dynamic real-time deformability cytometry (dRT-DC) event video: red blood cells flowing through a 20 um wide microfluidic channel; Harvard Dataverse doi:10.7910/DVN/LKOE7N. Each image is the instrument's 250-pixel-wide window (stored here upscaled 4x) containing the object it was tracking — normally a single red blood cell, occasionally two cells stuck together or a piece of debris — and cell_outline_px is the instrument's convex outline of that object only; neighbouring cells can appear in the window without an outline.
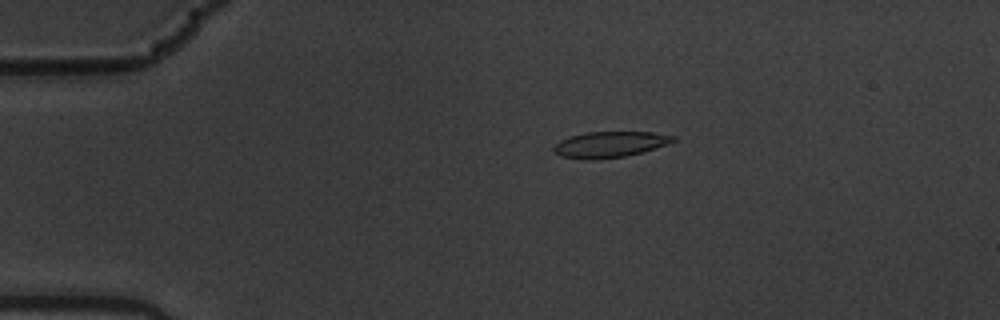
{"species": "common noctule bat (a hibernating species)", "species_latin": "Nyctalus noctula", "temperature_condition": "warm", "stored_images_in_passage": 6, "camera_frame_rate_fps": 3000, "um_per_image_px": 0.085, "animal": {"sex": "male", "body_mass_g": 19.5, "forearm_length_mm": 54.6}, "frame": {"image": 1, "passage_image": 1, "time_ms": 0.0, "image_size_px": [1000, 320], "cell_outline_px": [[676, 140], [644, 152], [624, 156], [588, 160], [580, 160], [560, 156], [552, 152], [552, 148], [560, 140], [568, 136], [588, 132], [652, 132], [676, 136]], "centroid_in_image_um": [51.77, 12.28], "position_along_channel_um": 33.2, "area_um2": 18.15}}
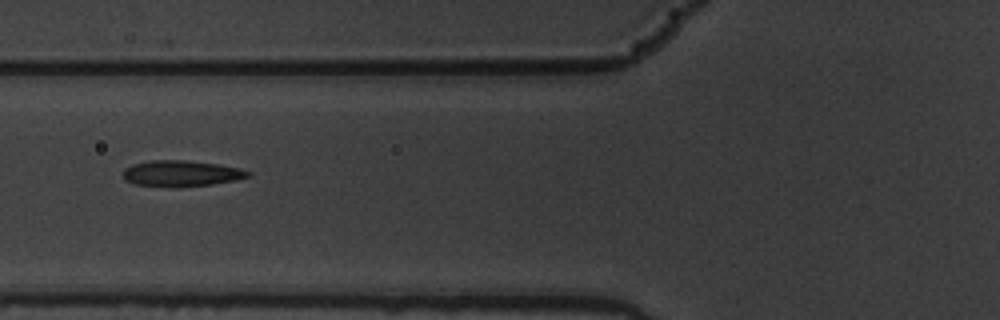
{"frame": {"image": 2, "passage_image": 4, "time_ms": 1.0, "image_size_px": [1000, 320], "cell_outline_px": [[252, 176], [236, 180], [212, 184], [180, 188], [168, 188], [132, 184], [124, 180], [124, 168], [132, 164], [152, 160], [184, 160], [220, 164], [240, 168], [252, 172]], "centroid_in_image_um": [15.41, 14.76], "position_along_channel_um": 110.4, "area_um2": 19.48}}
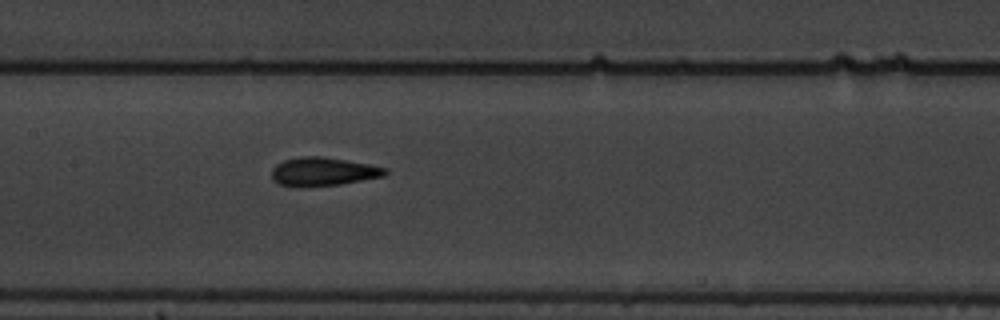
{"frame": {"image": 3, "passage_image": 6, "time_ms": 1.667, "image_size_px": [1000, 320], "cell_outline_px": [[388, 172], [384, 176], [340, 184], [276, 184], [272, 180], [272, 168], [276, 164], [284, 160], [300, 156], [320, 156], [368, 164], [388, 168]], "centroid_in_image_um": [27.48, 14.54], "position_along_channel_um": 179.9, "area_um2": 18.15}}